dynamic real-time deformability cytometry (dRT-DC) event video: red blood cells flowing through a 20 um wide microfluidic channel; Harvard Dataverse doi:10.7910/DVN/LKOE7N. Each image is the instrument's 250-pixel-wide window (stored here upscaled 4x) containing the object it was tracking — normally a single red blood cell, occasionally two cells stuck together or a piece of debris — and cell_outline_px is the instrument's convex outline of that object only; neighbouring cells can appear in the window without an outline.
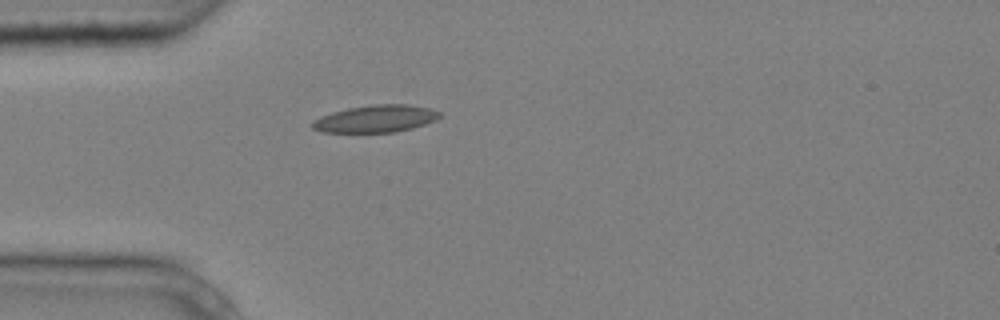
{"species": "common noctule bat (a hibernating species)", "species_latin": "Nyctalus noctula", "temperature_condition": "cold", "stored_images_in_passage": 4, "camera_frame_rate_fps": 3000, "um_per_image_px": 0.085, "animal": {"sex": "male", "body_mass_g": 20.4}, "frame": {"image": 1, "passage_image": 4, "time_ms": 1.0, "image_size_px": [1000, 320], "cell_outline_px": [[440, 116], [436, 120], [412, 128], [396, 132], [320, 132], [312, 128], [312, 120], [320, 116], [332, 112], [348, 108], [376, 104], [408, 104], [428, 108], [440, 112]], "centroid_in_image_um": [31.91, 10.09], "position_along_channel_um": 53.1, "area_um2": 20.17}}